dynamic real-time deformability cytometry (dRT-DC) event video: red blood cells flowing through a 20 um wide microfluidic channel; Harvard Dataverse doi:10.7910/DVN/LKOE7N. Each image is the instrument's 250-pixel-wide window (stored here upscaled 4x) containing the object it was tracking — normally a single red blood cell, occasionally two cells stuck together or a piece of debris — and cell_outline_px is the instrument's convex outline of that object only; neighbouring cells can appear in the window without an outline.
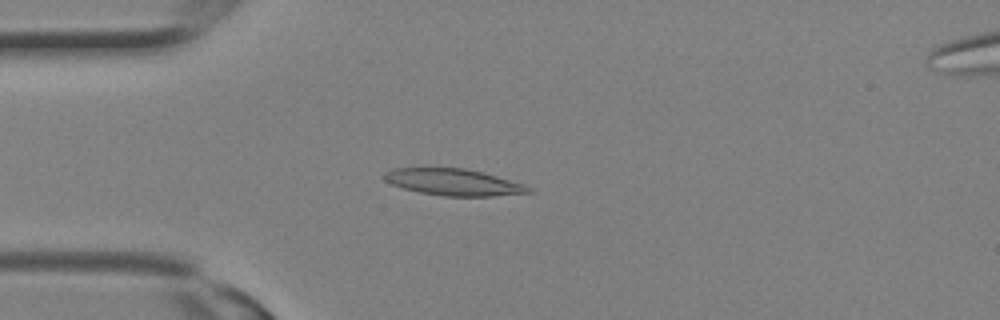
{"species": "Egyptian fruit bat (a non-hibernating species)", "species_latin": "Rousettus aegyptiacus", "temperature_condition": "room temperature", "stored_images_in_passage": 26, "camera_frame_rate_fps": 3000, "um_per_image_px": 0.085, "animal": {"sex": "female"}, "frame": {"image": 1, "passage_image": 8, "time_ms": 2.333, "image_size_px": [1000, 320], "cell_outline_px": [[536, 192], [492, 196], [444, 196], [420, 192], [404, 188], [392, 184], [384, 180], [380, 176], [384, 172], [392, 168], [464, 168], [484, 172], [524, 184], [532, 188]], "centroid_in_image_um": [38.56, 15.48], "position_along_channel_um": 46.4, "area_um2": 22.54}}
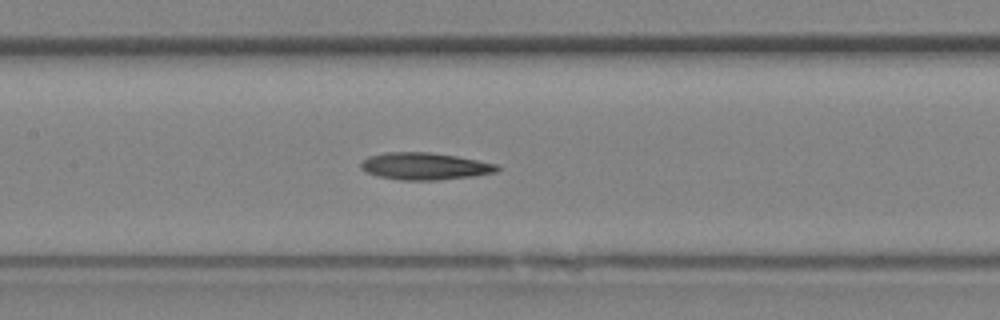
{"frame": {"image": 2, "passage_image": 14, "time_ms": 4.333, "image_size_px": [1000, 320], "cell_outline_px": [[500, 168], [496, 172], [472, 176], [440, 180], [400, 180], [380, 176], [368, 172], [360, 168], [360, 164], [368, 156], [388, 152], [428, 152], [456, 156], [500, 164]], "centroid_in_image_um": [36.14, 14.12], "position_along_channel_um": 171.3, "area_um2": 21.44}}
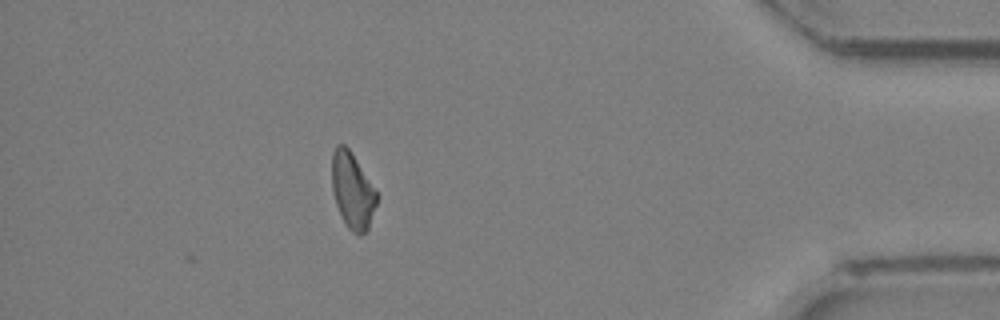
{"frame": {"image": 3, "passage_image": 26, "time_ms": 8.333, "image_size_px": [1000, 320], "cell_outline_px": [[380, 196], [368, 228], [364, 232], [352, 232], [348, 228], [336, 204], [332, 188], [332, 152], [336, 144], [344, 144], [348, 148]], "centroid_in_image_um": [29.97, 16.17], "position_along_channel_um": 405.2, "area_um2": 19.59}}